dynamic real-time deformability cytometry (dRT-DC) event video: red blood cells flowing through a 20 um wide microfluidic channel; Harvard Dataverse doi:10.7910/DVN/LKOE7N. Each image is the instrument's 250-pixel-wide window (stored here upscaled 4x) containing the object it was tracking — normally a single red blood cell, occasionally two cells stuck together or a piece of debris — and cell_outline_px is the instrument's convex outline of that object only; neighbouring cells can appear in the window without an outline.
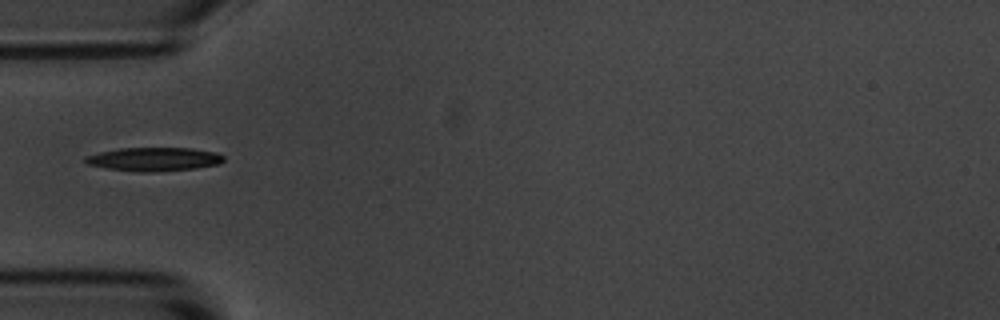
{"species": "common noctule bat (a hibernating species)", "species_latin": "Nyctalus noctula", "temperature_condition": "room temperature", "stored_images_in_passage": 38, "camera_frame_rate_fps": 3000, "um_per_image_px": 0.085, "animal": {"sex": "male", "body_mass_g": 20.1, "forearm_length_mm": 53.5}, "frame": {"image": 1, "passage_image": 1, "time_ms": 0.0, "image_size_px": [1000, 320], "cell_outline_px": [[224, 160], [220, 164], [196, 168], [152, 172], [140, 172], [108, 168], [88, 164], [84, 160], [84, 156], [100, 152], [120, 148], [192, 148], [216, 152], [224, 156]], "centroid_in_image_um": [13.12, 13.53], "position_along_channel_um": 71.9, "area_um2": 19.02}}
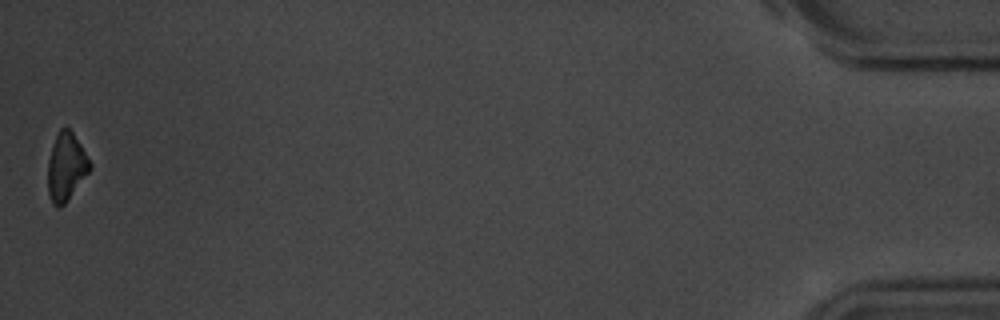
{"frame": {"image": 2, "passage_image": 38, "time_ms": 12.333, "image_size_px": [1000, 320], "cell_outline_px": [[92, 168], [68, 200], [60, 208], [56, 208], [52, 204], [48, 192], [48, 160], [52, 144], [60, 128], [68, 128], [72, 132], [80, 144], [92, 164]], "centroid_in_image_um": [5.62, 14.21], "position_along_channel_um": 429.6, "area_um2": 16.65}}